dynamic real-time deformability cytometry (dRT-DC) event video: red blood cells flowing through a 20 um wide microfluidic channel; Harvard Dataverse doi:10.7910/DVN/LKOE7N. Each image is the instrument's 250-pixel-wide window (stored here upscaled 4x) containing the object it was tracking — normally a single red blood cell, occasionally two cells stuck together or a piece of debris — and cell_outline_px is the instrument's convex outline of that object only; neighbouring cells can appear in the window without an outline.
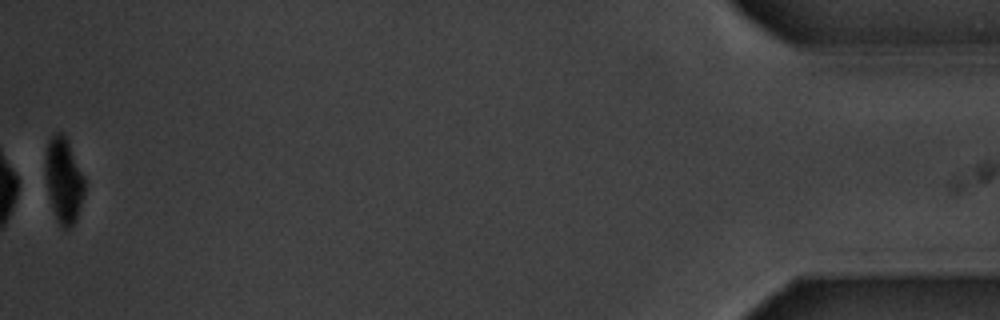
{"species": "common noctule bat (a hibernating species)", "species_latin": "Nyctalus noctula", "temperature_condition": "warm", "stored_images_in_passage": 15, "camera_frame_rate_fps": 3000, "um_per_image_px": 0.085, "animal": {"sex": "male", "body_mass_g": 20.1, "forearm_length_mm": 53.5}, "frame": {"image": 1, "passage_image": 15, "time_ms": 18.667, "image_size_px": [1000, 320], "cell_outline_px": [[84, 192], [76, 220], [68, 228], [60, 228], [52, 208], [48, 196], [44, 172], [44, 160], [48, 140], [56, 132], [60, 132], [68, 140], [84, 176]], "centroid_in_image_um": [5.38, 15.31], "position_along_channel_um": 429.8, "area_um2": 19.65}, "authors_computed_cell_mechanics": {"area_um2": 24.3338, "velocity_mm_per_s": 3.5264, "shape_relaxation_time_tau1_ms": 1.776, "shape_relaxation_time_tau2_ms": null, "deformation_change_tau1": 0.1155, "deformation_change_tau2": null}}